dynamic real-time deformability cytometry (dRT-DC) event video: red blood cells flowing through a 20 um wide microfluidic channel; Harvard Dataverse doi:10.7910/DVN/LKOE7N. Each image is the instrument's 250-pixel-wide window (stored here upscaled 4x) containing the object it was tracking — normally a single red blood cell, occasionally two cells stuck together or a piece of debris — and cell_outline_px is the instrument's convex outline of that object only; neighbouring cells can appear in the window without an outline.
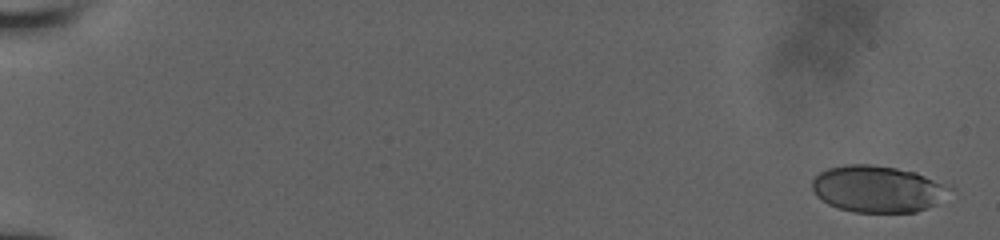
{"species": "human", "species_latin": "Homo sapiens", "temperature_condition": "room temperature", "stored_images_in_passage": 12, "camera_frame_rate_fps": 3000, "um_per_image_px": 0.085, "donor": {"sex": "male"}, "frame": {"image": 1, "passage_image": 1, "time_ms": 0.0, "image_size_px": [1000, 240], "cell_outline_px": [[956, 188], [936, 204], [916, 212], [852, 212], [828, 204], [816, 196], [812, 188], [812, 180], [820, 172], [828, 168], [848, 164], [872, 164], [896, 168], [916, 172], [952, 184]], "centroid_in_image_um": [74.67, 16.05], "position_along_channel_um": 10.3, "area_um2": 37.92}}
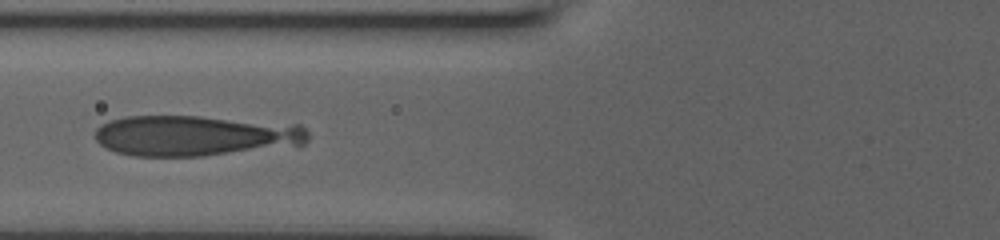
{"frame": {"image": 2, "passage_image": 10, "time_ms": 7.667, "image_size_px": [1000, 240], "cell_outline_px": [[308, 140], [304, 144], [204, 156], [136, 156], [116, 152], [104, 148], [96, 140], [96, 128], [100, 124], [108, 120], [124, 116], [200, 116], [300, 124], [308, 132]], "centroid_in_image_um": [16.55, 11.52], "position_along_channel_um": 109.3, "area_um2": 50.58}}
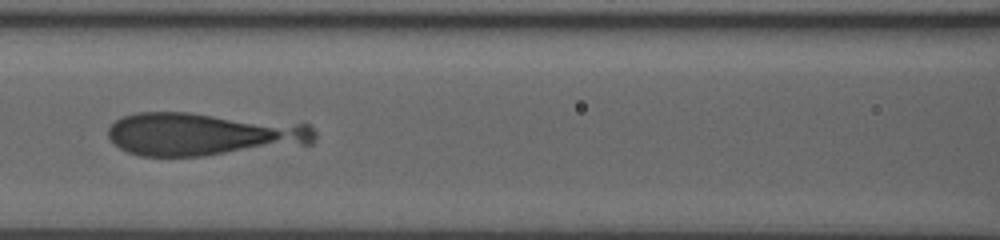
{"frame": {"image": 3, "passage_image": 11, "time_ms": 8.667, "image_size_px": [1000, 240], "cell_outline_px": [[316, 140], [312, 144], [204, 156], [140, 156], [128, 152], [120, 148], [108, 136], [108, 128], [120, 116], [136, 112], [188, 112], [308, 124], [316, 132]], "centroid_in_image_um": [17.28, 11.4], "position_along_channel_um": 149.3, "area_um2": 52.08}}